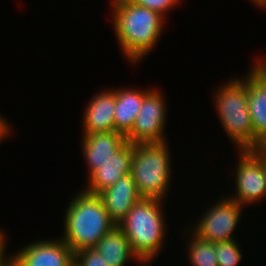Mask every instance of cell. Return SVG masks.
<instances>
[{
  "mask_svg": "<svg viewBox=\"0 0 266 266\" xmlns=\"http://www.w3.org/2000/svg\"><path fill=\"white\" fill-rule=\"evenodd\" d=\"M10 129L11 128L8 125V123L5 121V119L1 118V115H0V143H1V140L5 138L7 134L10 133Z\"/></svg>",
  "mask_w": 266,
  "mask_h": 266,
  "instance_id": "cell-23",
  "label": "cell"
},
{
  "mask_svg": "<svg viewBox=\"0 0 266 266\" xmlns=\"http://www.w3.org/2000/svg\"><path fill=\"white\" fill-rule=\"evenodd\" d=\"M88 104L83 116V135L114 132L116 90L97 93Z\"/></svg>",
  "mask_w": 266,
  "mask_h": 266,
  "instance_id": "cell-12",
  "label": "cell"
},
{
  "mask_svg": "<svg viewBox=\"0 0 266 266\" xmlns=\"http://www.w3.org/2000/svg\"><path fill=\"white\" fill-rule=\"evenodd\" d=\"M2 232L3 231L0 230V266H11V257L10 258L8 257L7 259L5 258L6 256H4L5 253L4 250H6L5 249L6 239H5V233L3 234Z\"/></svg>",
  "mask_w": 266,
  "mask_h": 266,
  "instance_id": "cell-21",
  "label": "cell"
},
{
  "mask_svg": "<svg viewBox=\"0 0 266 266\" xmlns=\"http://www.w3.org/2000/svg\"><path fill=\"white\" fill-rule=\"evenodd\" d=\"M109 266H124L130 258L140 261L134 254L125 233L116 225L94 247Z\"/></svg>",
  "mask_w": 266,
  "mask_h": 266,
  "instance_id": "cell-16",
  "label": "cell"
},
{
  "mask_svg": "<svg viewBox=\"0 0 266 266\" xmlns=\"http://www.w3.org/2000/svg\"><path fill=\"white\" fill-rule=\"evenodd\" d=\"M245 79L230 80L216 90L215 107L224 131L239 150L255 147V135L248 106V88Z\"/></svg>",
  "mask_w": 266,
  "mask_h": 266,
  "instance_id": "cell-4",
  "label": "cell"
},
{
  "mask_svg": "<svg viewBox=\"0 0 266 266\" xmlns=\"http://www.w3.org/2000/svg\"><path fill=\"white\" fill-rule=\"evenodd\" d=\"M169 147L166 142L137 143L131 161V175L144 198L163 200L170 186Z\"/></svg>",
  "mask_w": 266,
  "mask_h": 266,
  "instance_id": "cell-5",
  "label": "cell"
},
{
  "mask_svg": "<svg viewBox=\"0 0 266 266\" xmlns=\"http://www.w3.org/2000/svg\"><path fill=\"white\" fill-rule=\"evenodd\" d=\"M163 200L142 197L117 226L127 236L140 263H150L161 249L165 238Z\"/></svg>",
  "mask_w": 266,
  "mask_h": 266,
  "instance_id": "cell-3",
  "label": "cell"
},
{
  "mask_svg": "<svg viewBox=\"0 0 266 266\" xmlns=\"http://www.w3.org/2000/svg\"><path fill=\"white\" fill-rule=\"evenodd\" d=\"M136 5L148 8L159 13L164 17V14L179 3L180 0H128Z\"/></svg>",
  "mask_w": 266,
  "mask_h": 266,
  "instance_id": "cell-20",
  "label": "cell"
},
{
  "mask_svg": "<svg viewBox=\"0 0 266 266\" xmlns=\"http://www.w3.org/2000/svg\"><path fill=\"white\" fill-rule=\"evenodd\" d=\"M248 106L255 135V146L266 142V80L252 68L246 76Z\"/></svg>",
  "mask_w": 266,
  "mask_h": 266,
  "instance_id": "cell-14",
  "label": "cell"
},
{
  "mask_svg": "<svg viewBox=\"0 0 266 266\" xmlns=\"http://www.w3.org/2000/svg\"><path fill=\"white\" fill-rule=\"evenodd\" d=\"M150 89H116V109L114 112L115 131L126 135L133 127L136 116L142 107L144 97Z\"/></svg>",
  "mask_w": 266,
  "mask_h": 266,
  "instance_id": "cell-15",
  "label": "cell"
},
{
  "mask_svg": "<svg viewBox=\"0 0 266 266\" xmlns=\"http://www.w3.org/2000/svg\"><path fill=\"white\" fill-rule=\"evenodd\" d=\"M133 151L134 144L126 141L88 178V186L84 190L91 194H99L120 178L131 174Z\"/></svg>",
  "mask_w": 266,
  "mask_h": 266,
  "instance_id": "cell-10",
  "label": "cell"
},
{
  "mask_svg": "<svg viewBox=\"0 0 266 266\" xmlns=\"http://www.w3.org/2000/svg\"><path fill=\"white\" fill-rule=\"evenodd\" d=\"M236 240H228L215 243V256L218 266H237L242 254Z\"/></svg>",
  "mask_w": 266,
  "mask_h": 266,
  "instance_id": "cell-18",
  "label": "cell"
},
{
  "mask_svg": "<svg viewBox=\"0 0 266 266\" xmlns=\"http://www.w3.org/2000/svg\"><path fill=\"white\" fill-rule=\"evenodd\" d=\"M251 151L260 159L266 171V142L253 147Z\"/></svg>",
  "mask_w": 266,
  "mask_h": 266,
  "instance_id": "cell-22",
  "label": "cell"
},
{
  "mask_svg": "<svg viewBox=\"0 0 266 266\" xmlns=\"http://www.w3.org/2000/svg\"><path fill=\"white\" fill-rule=\"evenodd\" d=\"M11 256V266H74V252L62 240L28 244Z\"/></svg>",
  "mask_w": 266,
  "mask_h": 266,
  "instance_id": "cell-9",
  "label": "cell"
},
{
  "mask_svg": "<svg viewBox=\"0 0 266 266\" xmlns=\"http://www.w3.org/2000/svg\"><path fill=\"white\" fill-rule=\"evenodd\" d=\"M236 169V194L229 197L242 206L260 202L266 197V171L263 163L251 150H240Z\"/></svg>",
  "mask_w": 266,
  "mask_h": 266,
  "instance_id": "cell-8",
  "label": "cell"
},
{
  "mask_svg": "<svg viewBox=\"0 0 266 266\" xmlns=\"http://www.w3.org/2000/svg\"><path fill=\"white\" fill-rule=\"evenodd\" d=\"M109 217L117 225L129 213L142 196L131 174L120 178L115 184L98 194Z\"/></svg>",
  "mask_w": 266,
  "mask_h": 266,
  "instance_id": "cell-11",
  "label": "cell"
},
{
  "mask_svg": "<svg viewBox=\"0 0 266 266\" xmlns=\"http://www.w3.org/2000/svg\"><path fill=\"white\" fill-rule=\"evenodd\" d=\"M259 7L266 8V0H252Z\"/></svg>",
  "mask_w": 266,
  "mask_h": 266,
  "instance_id": "cell-25",
  "label": "cell"
},
{
  "mask_svg": "<svg viewBox=\"0 0 266 266\" xmlns=\"http://www.w3.org/2000/svg\"><path fill=\"white\" fill-rule=\"evenodd\" d=\"M189 240V258L193 266H218L215 256V243L201 239L196 234H192Z\"/></svg>",
  "mask_w": 266,
  "mask_h": 266,
  "instance_id": "cell-17",
  "label": "cell"
},
{
  "mask_svg": "<svg viewBox=\"0 0 266 266\" xmlns=\"http://www.w3.org/2000/svg\"><path fill=\"white\" fill-rule=\"evenodd\" d=\"M74 266H109L104 257L94 248L83 249L74 253Z\"/></svg>",
  "mask_w": 266,
  "mask_h": 266,
  "instance_id": "cell-19",
  "label": "cell"
},
{
  "mask_svg": "<svg viewBox=\"0 0 266 266\" xmlns=\"http://www.w3.org/2000/svg\"><path fill=\"white\" fill-rule=\"evenodd\" d=\"M253 68L266 80V61H260L254 64Z\"/></svg>",
  "mask_w": 266,
  "mask_h": 266,
  "instance_id": "cell-24",
  "label": "cell"
},
{
  "mask_svg": "<svg viewBox=\"0 0 266 266\" xmlns=\"http://www.w3.org/2000/svg\"><path fill=\"white\" fill-rule=\"evenodd\" d=\"M163 96L153 88L143 100L139 114L132 129L125 135L129 143L166 142L164 131L166 124V106Z\"/></svg>",
  "mask_w": 266,
  "mask_h": 266,
  "instance_id": "cell-6",
  "label": "cell"
},
{
  "mask_svg": "<svg viewBox=\"0 0 266 266\" xmlns=\"http://www.w3.org/2000/svg\"><path fill=\"white\" fill-rule=\"evenodd\" d=\"M242 207L231 198H222L201 217L193 233L213 243L235 240L232 233L240 220Z\"/></svg>",
  "mask_w": 266,
  "mask_h": 266,
  "instance_id": "cell-7",
  "label": "cell"
},
{
  "mask_svg": "<svg viewBox=\"0 0 266 266\" xmlns=\"http://www.w3.org/2000/svg\"><path fill=\"white\" fill-rule=\"evenodd\" d=\"M82 140V152L89 168V178L126 142V137L114 131L86 134Z\"/></svg>",
  "mask_w": 266,
  "mask_h": 266,
  "instance_id": "cell-13",
  "label": "cell"
},
{
  "mask_svg": "<svg viewBox=\"0 0 266 266\" xmlns=\"http://www.w3.org/2000/svg\"><path fill=\"white\" fill-rule=\"evenodd\" d=\"M111 4L114 31L119 45L124 56L136 63L157 43L165 17L128 0H112Z\"/></svg>",
  "mask_w": 266,
  "mask_h": 266,
  "instance_id": "cell-1",
  "label": "cell"
},
{
  "mask_svg": "<svg viewBox=\"0 0 266 266\" xmlns=\"http://www.w3.org/2000/svg\"><path fill=\"white\" fill-rule=\"evenodd\" d=\"M65 215L64 237L61 239L74 253L94 248L116 226L101 197L85 190L69 202Z\"/></svg>",
  "mask_w": 266,
  "mask_h": 266,
  "instance_id": "cell-2",
  "label": "cell"
}]
</instances>
